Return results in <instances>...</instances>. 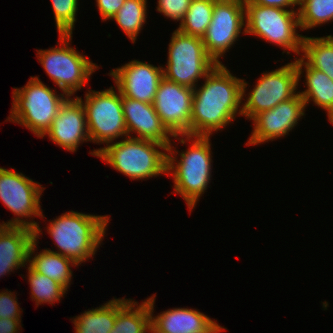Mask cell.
Wrapping results in <instances>:
<instances>
[{
    "label": "cell",
    "instance_id": "cell-1",
    "mask_svg": "<svg viewBox=\"0 0 333 333\" xmlns=\"http://www.w3.org/2000/svg\"><path fill=\"white\" fill-rule=\"evenodd\" d=\"M247 83L233 76L223 64H217L200 89H193L190 136H210L241 115L240 104ZM240 107V109H238Z\"/></svg>",
    "mask_w": 333,
    "mask_h": 333
},
{
    "label": "cell",
    "instance_id": "cell-2",
    "mask_svg": "<svg viewBox=\"0 0 333 333\" xmlns=\"http://www.w3.org/2000/svg\"><path fill=\"white\" fill-rule=\"evenodd\" d=\"M110 217L66 212L50 221L47 231L55 240L58 251L77 265L95 255L102 242Z\"/></svg>",
    "mask_w": 333,
    "mask_h": 333
},
{
    "label": "cell",
    "instance_id": "cell-3",
    "mask_svg": "<svg viewBox=\"0 0 333 333\" xmlns=\"http://www.w3.org/2000/svg\"><path fill=\"white\" fill-rule=\"evenodd\" d=\"M180 143L185 144L186 140L192 141L186 152L180 153L181 159L177 161L174 153L177 152L173 146H169L167 154V174L173 175L174 190L180 194L191 212L199 197L202 196L211 178V144L210 136L180 135ZM185 136V139L183 137ZM174 151V153H173ZM172 155V156H171ZM177 163H174V162ZM177 164V165H175Z\"/></svg>",
    "mask_w": 333,
    "mask_h": 333
},
{
    "label": "cell",
    "instance_id": "cell-4",
    "mask_svg": "<svg viewBox=\"0 0 333 333\" xmlns=\"http://www.w3.org/2000/svg\"><path fill=\"white\" fill-rule=\"evenodd\" d=\"M106 145L91 154L100 157L131 179L142 180L167 173L168 154L158 149L167 151L168 148L158 142L134 139L130 136L125 140Z\"/></svg>",
    "mask_w": 333,
    "mask_h": 333
},
{
    "label": "cell",
    "instance_id": "cell-5",
    "mask_svg": "<svg viewBox=\"0 0 333 333\" xmlns=\"http://www.w3.org/2000/svg\"><path fill=\"white\" fill-rule=\"evenodd\" d=\"M38 77H31L26 86L13 91V103L7 120L25 126L37 137H44L64 102L65 93L56 95ZM65 95V97H64Z\"/></svg>",
    "mask_w": 333,
    "mask_h": 333
},
{
    "label": "cell",
    "instance_id": "cell-6",
    "mask_svg": "<svg viewBox=\"0 0 333 333\" xmlns=\"http://www.w3.org/2000/svg\"><path fill=\"white\" fill-rule=\"evenodd\" d=\"M245 19L244 34L257 35L298 55L302 52L304 36L296 33L300 27L298 10L245 4Z\"/></svg>",
    "mask_w": 333,
    "mask_h": 333
},
{
    "label": "cell",
    "instance_id": "cell-7",
    "mask_svg": "<svg viewBox=\"0 0 333 333\" xmlns=\"http://www.w3.org/2000/svg\"><path fill=\"white\" fill-rule=\"evenodd\" d=\"M168 61L163 77L194 89L195 82L217 65L207 54L200 37L186 35L176 29L169 43Z\"/></svg>",
    "mask_w": 333,
    "mask_h": 333
},
{
    "label": "cell",
    "instance_id": "cell-8",
    "mask_svg": "<svg viewBox=\"0 0 333 333\" xmlns=\"http://www.w3.org/2000/svg\"><path fill=\"white\" fill-rule=\"evenodd\" d=\"M60 46L38 50V60L49 77L69 97L80 90L98 66L69 47L72 34H59Z\"/></svg>",
    "mask_w": 333,
    "mask_h": 333
},
{
    "label": "cell",
    "instance_id": "cell-9",
    "mask_svg": "<svg viewBox=\"0 0 333 333\" xmlns=\"http://www.w3.org/2000/svg\"><path fill=\"white\" fill-rule=\"evenodd\" d=\"M115 92L112 87L104 91L89 89L85 101L77 97L85 108L91 142L109 144L120 136L128 137L122 110V95L119 90L118 94Z\"/></svg>",
    "mask_w": 333,
    "mask_h": 333
},
{
    "label": "cell",
    "instance_id": "cell-10",
    "mask_svg": "<svg viewBox=\"0 0 333 333\" xmlns=\"http://www.w3.org/2000/svg\"><path fill=\"white\" fill-rule=\"evenodd\" d=\"M43 187L29 177L16 171L0 167V200L3 204L19 217L2 222L0 226L26 227L35 231V239L39 238L40 227L35 221L21 220L20 217L41 216L40 196Z\"/></svg>",
    "mask_w": 333,
    "mask_h": 333
},
{
    "label": "cell",
    "instance_id": "cell-11",
    "mask_svg": "<svg viewBox=\"0 0 333 333\" xmlns=\"http://www.w3.org/2000/svg\"><path fill=\"white\" fill-rule=\"evenodd\" d=\"M299 82L295 62L279 69L263 73L257 84L242 105L241 115L252 119L258 113L270 110L279 103L295 97Z\"/></svg>",
    "mask_w": 333,
    "mask_h": 333
},
{
    "label": "cell",
    "instance_id": "cell-12",
    "mask_svg": "<svg viewBox=\"0 0 333 333\" xmlns=\"http://www.w3.org/2000/svg\"><path fill=\"white\" fill-rule=\"evenodd\" d=\"M244 0H216L206 34L202 37L207 54L217 63L246 26Z\"/></svg>",
    "mask_w": 333,
    "mask_h": 333
},
{
    "label": "cell",
    "instance_id": "cell-13",
    "mask_svg": "<svg viewBox=\"0 0 333 333\" xmlns=\"http://www.w3.org/2000/svg\"><path fill=\"white\" fill-rule=\"evenodd\" d=\"M192 102V88L164 77L160 80L153 107L175 139H178L179 135H190Z\"/></svg>",
    "mask_w": 333,
    "mask_h": 333
},
{
    "label": "cell",
    "instance_id": "cell-14",
    "mask_svg": "<svg viewBox=\"0 0 333 333\" xmlns=\"http://www.w3.org/2000/svg\"><path fill=\"white\" fill-rule=\"evenodd\" d=\"M306 104L298 93L295 97L283 101L270 110L255 115L254 130L246 145H256L288 134L305 115Z\"/></svg>",
    "mask_w": 333,
    "mask_h": 333
},
{
    "label": "cell",
    "instance_id": "cell-15",
    "mask_svg": "<svg viewBox=\"0 0 333 333\" xmlns=\"http://www.w3.org/2000/svg\"><path fill=\"white\" fill-rule=\"evenodd\" d=\"M122 96L153 104L163 68L133 60L110 72Z\"/></svg>",
    "mask_w": 333,
    "mask_h": 333
},
{
    "label": "cell",
    "instance_id": "cell-16",
    "mask_svg": "<svg viewBox=\"0 0 333 333\" xmlns=\"http://www.w3.org/2000/svg\"><path fill=\"white\" fill-rule=\"evenodd\" d=\"M45 134L58 146L70 152H75L80 143L90 141L82 102L77 97L68 98Z\"/></svg>",
    "mask_w": 333,
    "mask_h": 333
},
{
    "label": "cell",
    "instance_id": "cell-17",
    "mask_svg": "<svg viewBox=\"0 0 333 333\" xmlns=\"http://www.w3.org/2000/svg\"><path fill=\"white\" fill-rule=\"evenodd\" d=\"M122 110L128 137L135 132L138 136L131 138L155 141L169 148V137L174 135L163 124L153 104L122 96Z\"/></svg>",
    "mask_w": 333,
    "mask_h": 333
},
{
    "label": "cell",
    "instance_id": "cell-18",
    "mask_svg": "<svg viewBox=\"0 0 333 333\" xmlns=\"http://www.w3.org/2000/svg\"><path fill=\"white\" fill-rule=\"evenodd\" d=\"M151 327L158 333H220L225 330L205 314L189 308H174L153 317L155 295L147 298Z\"/></svg>",
    "mask_w": 333,
    "mask_h": 333
},
{
    "label": "cell",
    "instance_id": "cell-19",
    "mask_svg": "<svg viewBox=\"0 0 333 333\" xmlns=\"http://www.w3.org/2000/svg\"><path fill=\"white\" fill-rule=\"evenodd\" d=\"M34 240L35 231L29 228L0 226V277L27 265Z\"/></svg>",
    "mask_w": 333,
    "mask_h": 333
},
{
    "label": "cell",
    "instance_id": "cell-20",
    "mask_svg": "<svg viewBox=\"0 0 333 333\" xmlns=\"http://www.w3.org/2000/svg\"><path fill=\"white\" fill-rule=\"evenodd\" d=\"M298 72V78L301 77L302 67L306 69L307 90L298 92L307 105L312 100L316 105L327 111V116L333 112V80L324 72L312 68L301 57L294 61Z\"/></svg>",
    "mask_w": 333,
    "mask_h": 333
},
{
    "label": "cell",
    "instance_id": "cell-21",
    "mask_svg": "<svg viewBox=\"0 0 333 333\" xmlns=\"http://www.w3.org/2000/svg\"><path fill=\"white\" fill-rule=\"evenodd\" d=\"M116 299V320L110 333H146L151 328V312L147 299L138 303ZM137 306V307H135Z\"/></svg>",
    "mask_w": 333,
    "mask_h": 333
},
{
    "label": "cell",
    "instance_id": "cell-22",
    "mask_svg": "<svg viewBox=\"0 0 333 333\" xmlns=\"http://www.w3.org/2000/svg\"><path fill=\"white\" fill-rule=\"evenodd\" d=\"M36 241L37 239L33 241L29 249V266L34 271L55 280L67 290L72 276L70 265L77 266V264L73 260L49 249H45L32 257V254L35 252L34 250L37 247Z\"/></svg>",
    "mask_w": 333,
    "mask_h": 333
},
{
    "label": "cell",
    "instance_id": "cell-23",
    "mask_svg": "<svg viewBox=\"0 0 333 333\" xmlns=\"http://www.w3.org/2000/svg\"><path fill=\"white\" fill-rule=\"evenodd\" d=\"M116 320V299L73 319L75 333H110Z\"/></svg>",
    "mask_w": 333,
    "mask_h": 333
},
{
    "label": "cell",
    "instance_id": "cell-24",
    "mask_svg": "<svg viewBox=\"0 0 333 333\" xmlns=\"http://www.w3.org/2000/svg\"><path fill=\"white\" fill-rule=\"evenodd\" d=\"M303 59L319 71L324 72L333 80V36L305 37L302 46Z\"/></svg>",
    "mask_w": 333,
    "mask_h": 333
},
{
    "label": "cell",
    "instance_id": "cell-25",
    "mask_svg": "<svg viewBox=\"0 0 333 333\" xmlns=\"http://www.w3.org/2000/svg\"><path fill=\"white\" fill-rule=\"evenodd\" d=\"M216 0H191L190 6L178 30L186 35L202 38L211 23Z\"/></svg>",
    "mask_w": 333,
    "mask_h": 333
},
{
    "label": "cell",
    "instance_id": "cell-26",
    "mask_svg": "<svg viewBox=\"0 0 333 333\" xmlns=\"http://www.w3.org/2000/svg\"><path fill=\"white\" fill-rule=\"evenodd\" d=\"M147 0H126L119 11L111 18L134 43L137 34L146 22Z\"/></svg>",
    "mask_w": 333,
    "mask_h": 333
},
{
    "label": "cell",
    "instance_id": "cell-27",
    "mask_svg": "<svg viewBox=\"0 0 333 333\" xmlns=\"http://www.w3.org/2000/svg\"><path fill=\"white\" fill-rule=\"evenodd\" d=\"M28 282L30 284L32 299L36 305L41 303L53 304L61 299L66 293V289L51 278L34 271L30 266L28 267Z\"/></svg>",
    "mask_w": 333,
    "mask_h": 333
},
{
    "label": "cell",
    "instance_id": "cell-28",
    "mask_svg": "<svg viewBox=\"0 0 333 333\" xmlns=\"http://www.w3.org/2000/svg\"><path fill=\"white\" fill-rule=\"evenodd\" d=\"M298 10L301 30L333 20V0H300Z\"/></svg>",
    "mask_w": 333,
    "mask_h": 333
},
{
    "label": "cell",
    "instance_id": "cell-29",
    "mask_svg": "<svg viewBox=\"0 0 333 333\" xmlns=\"http://www.w3.org/2000/svg\"><path fill=\"white\" fill-rule=\"evenodd\" d=\"M59 34H72L78 10V0H51Z\"/></svg>",
    "mask_w": 333,
    "mask_h": 333
},
{
    "label": "cell",
    "instance_id": "cell-30",
    "mask_svg": "<svg viewBox=\"0 0 333 333\" xmlns=\"http://www.w3.org/2000/svg\"><path fill=\"white\" fill-rule=\"evenodd\" d=\"M190 3L191 0H158L157 11L168 18L182 22Z\"/></svg>",
    "mask_w": 333,
    "mask_h": 333
},
{
    "label": "cell",
    "instance_id": "cell-31",
    "mask_svg": "<svg viewBox=\"0 0 333 333\" xmlns=\"http://www.w3.org/2000/svg\"><path fill=\"white\" fill-rule=\"evenodd\" d=\"M16 295L6 290L0 292V318L19 319L22 311L18 306Z\"/></svg>",
    "mask_w": 333,
    "mask_h": 333
},
{
    "label": "cell",
    "instance_id": "cell-32",
    "mask_svg": "<svg viewBox=\"0 0 333 333\" xmlns=\"http://www.w3.org/2000/svg\"><path fill=\"white\" fill-rule=\"evenodd\" d=\"M126 0H96L102 20L111 19Z\"/></svg>",
    "mask_w": 333,
    "mask_h": 333
},
{
    "label": "cell",
    "instance_id": "cell-33",
    "mask_svg": "<svg viewBox=\"0 0 333 333\" xmlns=\"http://www.w3.org/2000/svg\"><path fill=\"white\" fill-rule=\"evenodd\" d=\"M244 4H257L263 6L277 7L284 10L289 6L300 5V0H244Z\"/></svg>",
    "mask_w": 333,
    "mask_h": 333
},
{
    "label": "cell",
    "instance_id": "cell-34",
    "mask_svg": "<svg viewBox=\"0 0 333 333\" xmlns=\"http://www.w3.org/2000/svg\"><path fill=\"white\" fill-rule=\"evenodd\" d=\"M20 322V319L0 318V333H18Z\"/></svg>",
    "mask_w": 333,
    "mask_h": 333
},
{
    "label": "cell",
    "instance_id": "cell-35",
    "mask_svg": "<svg viewBox=\"0 0 333 333\" xmlns=\"http://www.w3.org/2000/svg\"><path fill=\"white\" fill-rule=\"evenodd\" d=\"M328 119L331 124H333V112L328 116Z\"/></svg>",
    "mask_w": 333,
    "mask_h": 333
},
{
    "label": "cell",
    "instance_id": "cell-36",
    "mask_svg": "<svg viewBox=\"0 0 333 333\" xmlns=\"http://www.w3.org/2000/svg\"><path fill=\"white\" fill-rule=\"evenodd\" d=\"M158 333V332H156L152 327L149 329V333Z\"/></svg>",
    "mask_w": 333,
    "mask_h": 333
}]
</instances>
